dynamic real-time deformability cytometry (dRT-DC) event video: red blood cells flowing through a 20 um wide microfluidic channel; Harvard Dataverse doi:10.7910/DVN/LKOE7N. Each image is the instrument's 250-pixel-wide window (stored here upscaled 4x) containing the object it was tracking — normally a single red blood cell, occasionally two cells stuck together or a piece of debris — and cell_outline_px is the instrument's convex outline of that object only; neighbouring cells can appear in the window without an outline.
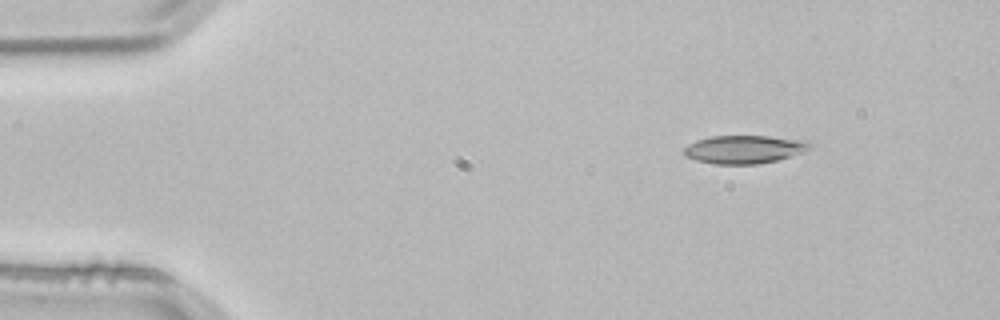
{"species": "common noctule bat (a hibernating species)", "species_latin": "Nyctalus noctula", "temperature_condition": "room temperature", "stored_images_in_passage": 3, "camera_frame_rate_fps": 3000, "um_per_image_px": 0.085, "animal": {"sex": "male", "body_mass_g": 21.5, "forearm_length_mm": 52.0}, "frame": {"image": 1, "passage_image": 1, "time_ms": 0.0, "image_size_px": [1000, 320], "cell_outline_px": [[812, 148], [804, 152], [776, 160], [756, 164], [716, 164], [696, 160], [684, 156], [684, 148], [688, 144], [696, 140], [712, 136], [768, 136], [808, 140], [812, 144]], "centroid_in_image_um": [63.28, 12.69], "position_along_channel_um": 21.7, "area_um2": 20.75}}